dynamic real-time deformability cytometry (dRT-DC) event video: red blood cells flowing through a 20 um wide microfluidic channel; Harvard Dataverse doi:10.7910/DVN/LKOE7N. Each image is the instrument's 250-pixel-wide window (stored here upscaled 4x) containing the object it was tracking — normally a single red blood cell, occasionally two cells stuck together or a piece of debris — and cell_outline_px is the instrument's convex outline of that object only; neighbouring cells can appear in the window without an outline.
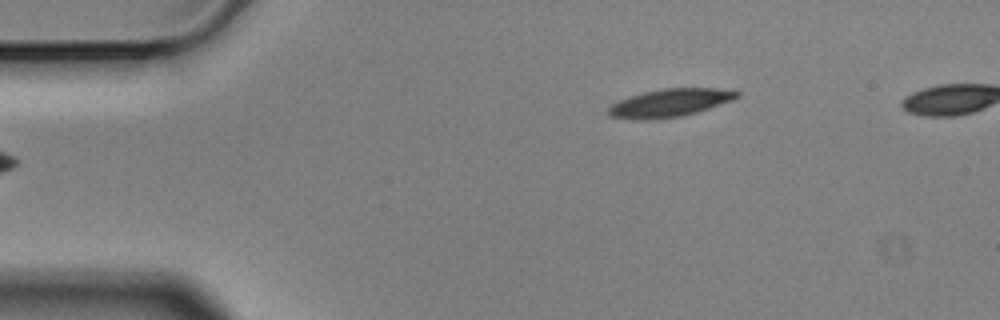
{"species": "Egyptian fruit bat (a non-hibernating species)", "species_latin": "Rousettus aegyptiacus", "temperature_condition": "cold", "stored_images_in_passage": 2, "camera_frame_rate_fps": 3000, "um_per_image_px": 0.085, "animal": {"sex": "male"}, "frame": {"image": 1, "passage_image": 2, "time_ms": 0.333, "image_size_px": [1000, 320], "cell_outline_px": [[740, 96], [732, 100], [696, 112], [680, 116], [644, 120], [636, 120], [608, 116], [604, 112], [604, 108], [628, 96], [644, 92], [664, 88], [716, 88], [740, 92]], "centroid_in_image_um": [56.84, 8.75], "position_along_channel_um": 28.2, "area_um2": 20.98}}